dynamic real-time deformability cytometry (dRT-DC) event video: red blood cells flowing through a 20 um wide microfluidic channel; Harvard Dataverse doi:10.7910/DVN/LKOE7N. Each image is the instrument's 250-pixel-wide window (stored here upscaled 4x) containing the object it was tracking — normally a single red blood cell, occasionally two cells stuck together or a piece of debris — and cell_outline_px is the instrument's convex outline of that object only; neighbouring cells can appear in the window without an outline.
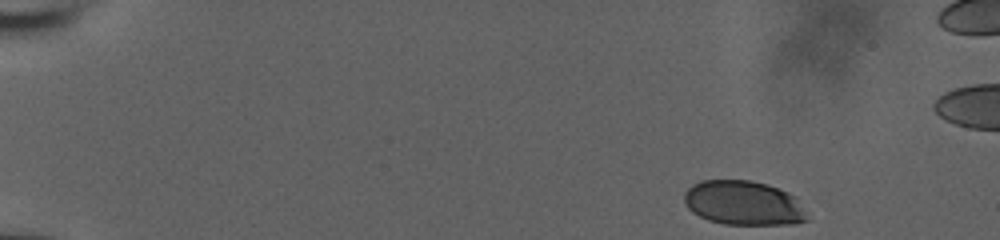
{"species": "human", "species_latin": "Homo sapiens", "temperature_condition": "room temperature", "stored_images_in_passage": 50, "camera_frame_rate_fps": 3000, "um_per_image_px": 0.085, "donor": {"sex": "male"}, "frame": {"image": 1, "passage_image": 1, "time_ms": 0.0, "image_size_px": [1000, 240], "cell_outline_px": [[808, 220], [796, 224], [724, 224], [708, 220], [692, 212], [684, 204], [684, 192], [692, 184], [700, 180], [748, 180], [768, 184], [788, 192], [796, 196]], "centroid_in_image_um": [63.17, 17.25], "position_along_channel_um": 21.8, "area_um2": 31.91}}
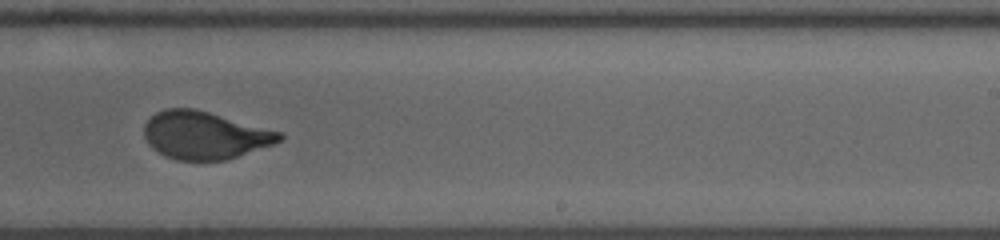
{"frame": {"image": 2, "passage_image": 31, "time_ms": 10.0, "image_size_px": [1000, 240], "cell_outline_px": [[284, 136], [276, 144], [228, 160], [176, 160], [164, 156], [152, 148], [148, 144], [144, 136], [144, 124], [156, 112], [164, 108], [196, 108], [284, 132]], "centroid_in_image_um": [17.44, 11.49], "position_along_channel_um": 271.6, "area_um2": 38.21}}
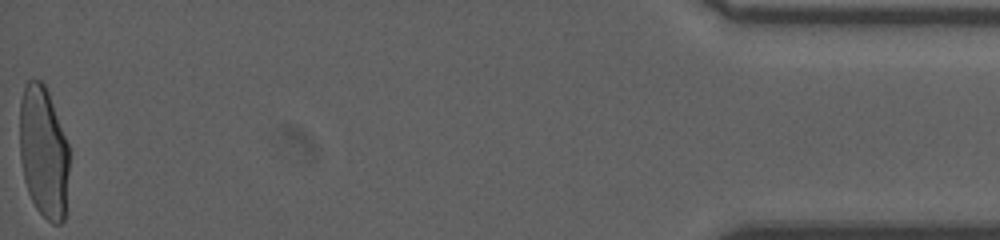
{"frame": {"image": 3, "passage_image": 50, "time_ms": 16.333, "image_size_px": [1000, 240], "cell_outline_px": [[68, 172], [64, 220], [60, 224], [52, 224], [36, 208], [28, 192], [24, 180], [20, 160], [20, 100], [24, 84], [28, 80], [40, 80], [44, 84], [48, 92], [68, 144]], "centroid_in_image_um": [3.68, 12.92], "position_along_channel_um": 431.5, "area_um2": 37.92}, "authors_computed_cell_mechanics": {"area_um2": 37.9457, "velocity_mm_per_s": 3.8728, "shape_relaxation_time_tau1_ms": 4.4763, "shape_relaxation_time_tau2_ms": null, "deformation_change_tau1": 0.1733, "deformation_change_tau2": null}}